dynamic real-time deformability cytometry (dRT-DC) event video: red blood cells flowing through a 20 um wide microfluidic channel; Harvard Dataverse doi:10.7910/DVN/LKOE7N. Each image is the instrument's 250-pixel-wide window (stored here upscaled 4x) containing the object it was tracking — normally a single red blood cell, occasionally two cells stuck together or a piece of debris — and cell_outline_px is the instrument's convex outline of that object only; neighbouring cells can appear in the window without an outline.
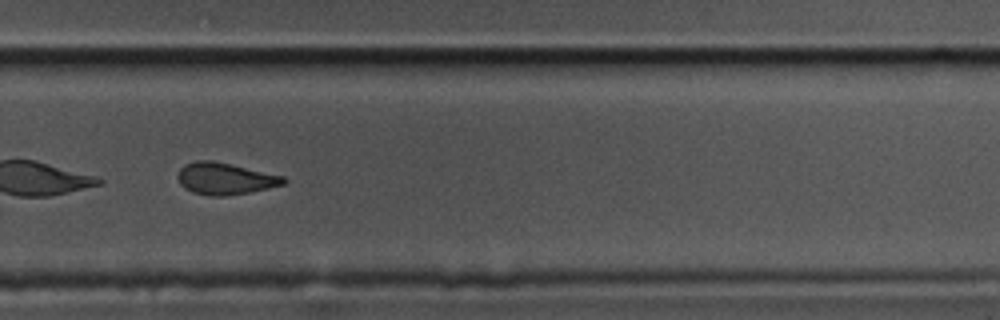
{"species": "common noctule bat (a hibernating species)", "species_latin": "Nyctalus noctula", "temperature_condition": "cold", "stored_images_in_passage": 56, "segment_of_instrument_passage": [2, 2], "camera_frame_rate_fps": 3000, "um_per_image_px": 0.085, "animal": {"sex": "male", "body_mass_g": 17.5, "forearm_length_mm": 52.3}, "frame": {"image": 1, "passage_image": 39, "time_ms": 12.667, "image_size_px": [1000, 320], "cell_outline_px": [[288, 180], [284, 184], [268, 188], [248, 192], [224, 196], [208, 196], [192, 192], [184, 188], [180, 184], [176, 176], [180, 168], [184, 164], [196, 160], [212, 160], [284, 176]], "centroid_in_image_um": [19.09, 15.18], "position_along_channel_um": 310.7, "area_um2": 19.65}}
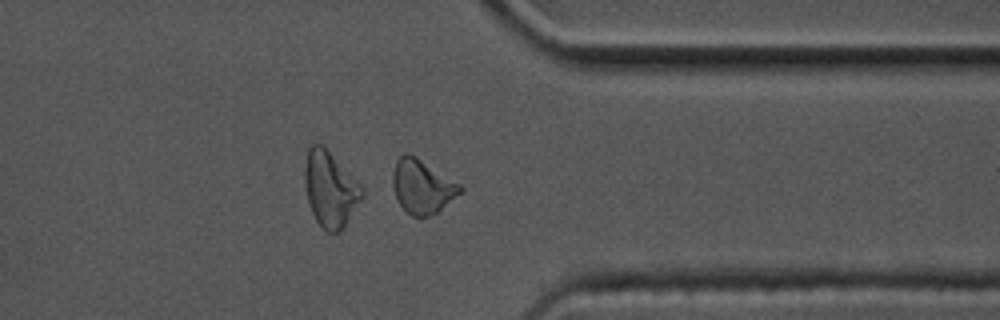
{"frame": {"image": 2, "passage_image": 45, "time_ms": 14.667, "image_size_px": [1000, 320], "cell_outline_px": [[464, 188], [460, 192], [436, 212], [428, 216], [412, 216], [400, 204], [396, 196], [392, 184], [392, 172], [396, 160], [404, 152], [408, 152], [416, 156], [460, 184]], "centroid_in_image_um": [35.85, 15.81], "position_along_channel_um": 375.6, "area_um2": 20.81}}